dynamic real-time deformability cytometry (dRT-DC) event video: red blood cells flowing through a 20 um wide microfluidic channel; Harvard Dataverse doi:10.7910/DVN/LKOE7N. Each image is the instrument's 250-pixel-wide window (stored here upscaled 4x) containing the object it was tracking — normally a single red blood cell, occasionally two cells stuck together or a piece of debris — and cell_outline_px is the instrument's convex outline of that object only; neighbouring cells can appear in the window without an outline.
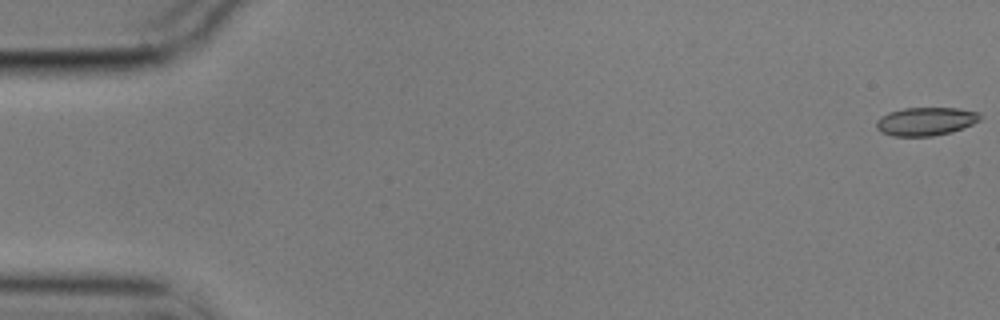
{"species": "common noctule bat (a hibernating species)", "species_latin": "Nyctalus noctula", "temperature_condition": "cold", "stored_images_in_passage": 57, "camera_frame_rate_fps": 3000, "um_per_image_px": 0.085, "animal": {"sex": "male", "body_mass_g": 17.9}, "frame": {"image": 1, "passage_image": 1, "time_ms": 0.0, "image_size_px": [1000, 320], "cell_outline_px": [[984, 116], [980, 120], [972, 124], [952, 132], [932, 136], [892, 136], [880, 132], [876, 128], [876, 120], [880, 116], [888, 112], [904, 108], [960, 108], [980, 112]], "centroid_in_image_um": [78.69, 10.31], "position_along_channel_um": 6.3, "area_um2": 17.4}}
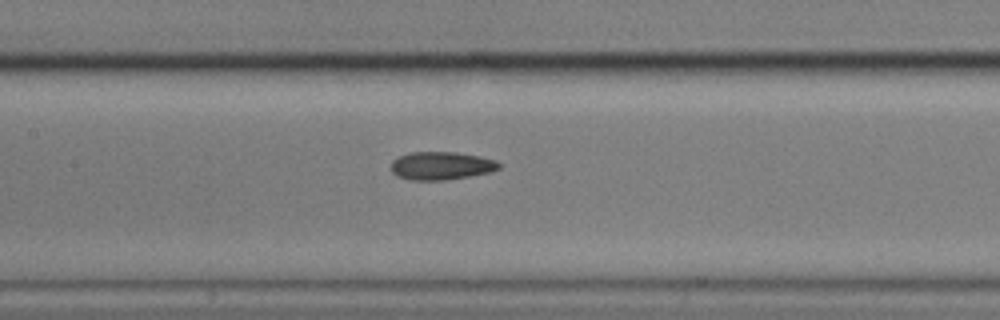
{"frame": {"image": 2, "passage_image": 27, "time_ms": 8.667, "image_size_px": [1000, 320], "cell_outline_px": [[500, 168], [488, 172], [468, 176], [444, 180], [412, 180], [396, 176], [392, 172], [392, 160], [408, 152], [456, 152], [480, 156], [496, 160], [500, 164]], "centroid_in_image_um": [37.49, 14.08], "position_along_channel_um": 169.9, "area_um2": 17.57}}
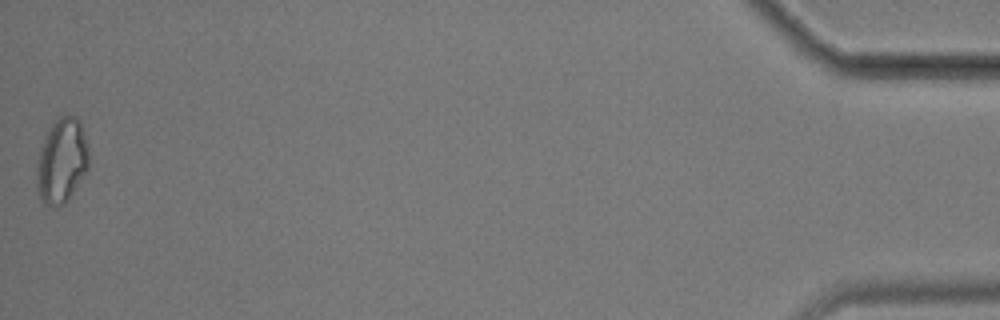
{"frame": {"image": 3, "passage_image": 57, "time_ms": 18.667, "image_size_px": [1000, 320], "cell_outline_px": [[88, 172], [64, 204], [56, 208], [48, 208], [40, 200], [36, 188], [36, 180], [40, 152], [48, 128], [60, 116], [76, 116], [80, 120], [88, 144]], "centroid_in_image_um": [5.27, 13.72], "position_along_channel_um": 429.9, "area_um2": 26.01}, "authors_computed_cell_mechanics": {"area_um2": 17.8602, "velocity_mm_per_s": 3.5382, "shape_relaxation_time_tau1_ms": 3.6671, "shape_relaxation_time_tau2_ms": 3.7969, "deformation_change_tau1": 0.1074, "deformation_change_tau2": 0.1012}}